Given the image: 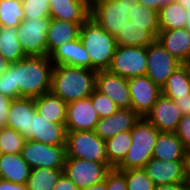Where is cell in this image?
I'll use <instances>...</instances> for the list:
<instances>
[{
	"instance_id": "obj_1",
	"label": "cell",
	"mask_w": 190,
	"mask_h": 190,
	"mask_svg": "<svg viewBox=\"0 0 190 190\" xmlns=\"http://www.w3.org/2000/svg\"><path fill=\"white\" fill-rule=\"evenodd\" d=\"M130 29L118 12L92 14L81 25L79 39L90 58L91 70L110 67L118 43Z\"/></svg>"
},
{
	"instance_id": "obj_2",
	"label": "cell",
	"mask_w": 190,
	"mask_h": 190,
	"mask_svg": "<svg viewBox=\"0 0 190 190\" xmlns=\"http://www.w3.org/2000/svg\"><path fill=\"white\" fill-rule=\"evenodd\" d=\"M53 68L49 56H27L13 63L14 99L50 92Z\"/></svg>"
},
{
	"instance_id": "obj_3",
	"label": "cell",
	"mask_w": 190,
	"mask_h": 190,
	"mask_svg": "<svg viewBox=\"0 0 190 190\" xmlns=\"http://www.w3.org/2000/svg\"><path fill=\"white\" fill-rule=\"evenodd\" d=\"M107 70L126 79L146 75L147 30L131 28L118 43Z\"/></svg>"
},
{
	"instance_id": "obj_4",
	"label": "cell",
	"mask_w": 190,
	"mask_h": 190,
	"mask_svg": "<svg viewBox=\"0 0 190 190\" xmlns=\"http://www.w3.org/2000/svg\"><path fill=\"white\" fill-rule=\"evenodd\" d=\"M95 70L54 65L51 80V92L67 104L88 98L96 84Z\"/></svg>"
},
{
	"instance_id": "obj_5",
	"label": "cell",
	"mask_w": 190,
	"mask_h": 190,
	"mask_svg": "<svg viewBox=\"0 0 190 190\" xmlns=\"http://www.w3.org/2000/svg\"><path fill=\"white\" fill-rule=\"evenodd\" d=\"M159 132L151 122L145 117H141L131 130L132 143L130 149L116 168L121 171L144 168L153 158Z\"/></svg>"
},
{
	"instance_id": "obj_6",
	"label": "cell",
	"mask_w": 190,
	"mask_h": 190,
	"mask_svg": "<svg viewBox=\"0 0 190 190\" xmlns=\"http://www.w3.org/2000/svg\"><path fill=\"white\" fill-rule=\"evenodd\" d=\"M66 158L108 163L106 142L94 131H67Z\"/></svg>"
},
{
	"instance_id": "obj_7",
	"label": "cell",
	"mask_w": 190,
	"mask_h": 190,
	"mask_svg": "<svg viewBox=\"0 0 190 190\" xmlns=\"http://www.w3.org/2000/svg\"><path fill=\"white\" fill-rule=\"evenodd\" d=\"M182 65L147 31V71L146 75L161 88L173 72Z\"/></svg>"
},
{
	"instance_id": "obj_8",
	"label": "cell",
	"mask_w": 190,
	"mask_h": 190,
	"mask_svg": "<svg viewBox=\"0 0 190 190\" xmlns=\"http://www.w3.org/2000/svg\"><path fill=\"white\" fill-rule=\"evenodd\" d=\"M50 18H31L17 27L18 40L26 56H48L47 33Z\"/></svg>"
},
{
	"instance_id": "obj_9",
	"label": "cell",
	"mask_w": 190,
	"mask_h": 190,
	"mask_svg": "<svg viewBox=\"0 0 190 190\" xmlns=\"http://www.w3.org/2000/svg\"><path fill=\"white\" fill-rule=\"evenodd\" d=\"M20 154L31 169H64L67 157L65 146H51L30 139L26 140Z\"/></svg>"
},
{
	"instance_id": "obj_10",
	"label": "cell",
	"mask_w": 190,
	"mask_h": 190,
	"mask_svg": "<svg viewBox=\"0 0 190 190\" xmlns=\"http://www.w3.org/2000/svg\"><path fill=\"white\" fill-rule=\"evenodd\" d=\"M112 167L108 163L88 161L79 158H66L63 173L79 190L105 180Z\"/></svg>"
},
{
	"instance_id": "obj_11",
	"label": "cell",
	"mask_w": 190,
	"mask_h": 190,
	"mask_svg": "<svg viewBox=\"0 0 190 190\" xmlns=\"http://www.w3.org/2000/svg\"><path fill=\"white\" fill-rule=\"evenodd\" d=\"M174 0H120L119 15L131 28H145L160 8Z\"/></svg>"
},
{
	"instance_id": "obj_12",
	"label": "cell",
	"mask_w": 190,
	"mask_h": 190,
	"mask_svg": "<svg viewBox=\"0 0 190 190\" xmlns=\"http://www.w3.org/2000/svg\"><path fill=\"white\" fill-rule=\"evenodd\" d=\"M131 96V109L140 117H146L162 95V88L155 84L147 75L128 79Z\"/></svg>"
},
{
	"instance_id": "obj_13",
	"label": "cell",
	"mask_w": 190,
	"mask_h": 190,
	"mask_svg": "<svg viewBox=\"0 0 190 190\" xmlns=\"http://www.w3.org/2000/svg\"><path fill=\"white\" fill-rule=\"evenodd\" d=\"M95 88L102 94L107 95L119 109H131L132 102L128 79L108 70H99L96 73Z\"/></svg>"
},
{
	"instance_id": "obj_14",
	"label": "cell",
	"mask_w": 190,
	"mask_h": 190,
	"mask_svg": "<svg viewBox=\"0 0 190 190\" xmlns=\"http://www.w3.org/2000/svg\"><path fill=\"white\" fill-rule=\"evenodd\" d=\"M99 120L90 97L67 104L66 131H94Z\"/></svg>"
},
{
	"instance_id": "obj_15",
	"label": "cell",
	"mask_w": 190,
	"mask_h": 190,
	"mask_svg": "<svg viewBox=\"0 0 190 190\" xmlns=\"http://www.w3.org/2000/svg\"><path fill=\"white\" fill-rule=\"evenodd\" d=\"M143 169L155 186L189 182L185 161H163L152 158Z\"/></svg>"
},
{
	"instance_id": "obj_16",
	"label": "cell",
	"mask_w": 190,
	"mask_h": 190,
	"mask_svg": "<svg viewBox=\"0 0 190 190\" xmlns=\"http://www.w3.org/2000/svg\"><path fill=\"white\" fill-rule=\"evenodd\" d=\"M145 118L160 132H175L182 114L174 100L162 94Z\"/></svg>"
},
{
	"instance_id": "obj_17",
	"label": "cell",
	"mask_w": 190,
	"mask_h": 190,
	"mask_svg": "<svg viewBox=\"0 0 190 190\" xmlns=\"http://www.w3.org/2000/svg\"><path fill=\"white\" fill-rule=\"evenodd\" d=\"M36 115L34 98L13 99L7 119V128L16 130L26 140L31 138L32 116Z\"/></svg>"
},
{
	"instance_id": "obj_18",
	"label": "cell",
	"mask_w": 190,
	"mask_h": 190,
	"mask_svg": "<svg viewBox=\"0 0 190 190\" xmlns=\"http://www.w3.org/2000/svg\"><path fill=\"white\" fill-rule=\"evenodd\" d=\"M141 117L133 109H119L113 115L100 118L94 132L106 141L113 136L132 130Z\"/></svg>"
},
{
	"instance_id": "obj_19",
	"label": "cell",
	"mask_w": 190,
	"mask_h": 190,
	"mask_svg": "<svg viewBox=\"0 0 190 190\" xmlns=\"http://www.w3.org/2000/svg\"><path fill=\"white\" fill-rule=\"evenodd\" d=\"M178 61L184 63L190 58V31L186 28L174 30H147Z\"/></svg>"
},
{
	"instance_id": "obj_20",
	"label": "cell",
	"mask_w": 190,
	"mask_h": 190,
	"mask_svg": "<svg viewBox=\"0 0 190 190\" xmlns=\"http://www.w3.org/2000/svg\"><path fill=\"white\" fill-rule=\"evenodd\" d=\"M65 123H52L37 113L32 116L30 140L41 142L51 146L66 145Z\"/></svg>"
},
{
	"instance_id": "obj_21",
	"label": "cell",
	"mask_w": 190,
	"mask_h": 190,
	"mask_svg": "<svg viewBox=\"0 0 190 190\" xmlns=\"http://www.w3.org/2000/svg\"><path fill=\"white\" fill-rule=\"evenodd\" d=\"M49 57L53 65H66L91 70L90 58L79 38L59 46Z\"/></svg>"
},
{
	"instance_id": "obj_22",
	"label": "cell",
	"mask_w": 190,
	"mask_h": 190,
	"mask_svg": "<svg viewBox=\"0 0 190 190\" xmlns=\"http://www.w3.org/2000/svg\"><path fill=\"white\" fill-rule=\"evenodd\" d=\"M187 12L177 2L173 1L160 8L158 14L144 28L145 30H174L185 28Z\"/></svg>"
},
{
	"instance_id": "obj_23",
	"label": "cell",
	"mask_w": 190,
	"mask_h": 190,
	"mask_svg": "<svg viewBox=\"0 0 190 190\" xmlns=\"http://www.w3.org/2000/svg\"><path fill=\"white\" fill-rule=\"evenodd\" d=\"M83 23H71L59 19L50 18L47 33V49L50 56L59 46L71 42L80 37V29Z\"/></svg>"
},
{
	"instance_id": "obj_24",
	"label": "cell",
	"mask_w": 190,
	"mask_h": 190,
	"mask_svg": "<svg viewBox=\"0 0 190 190\" xmlns=\"http://www.w3.org/2000/svg\"><path fill=\"white\" fill-rule=\"evenodd\" d=\"M50 16L71 23H84L93 13L78 0H49Z\"/></svg>"
},
{
	"instance_id": "obj_25",
	"label": "cell",
	"mask_w": 190,
	"mask_h": 190,
	"mask_svg": "<svg viewBox=\"0 0 190 190\" xmlns=\"http://www.w3.org/2000/svg\"><path fill=\"white\" fill-rule=\"evenodd\" d=\"M186 150L175 132H159L153 158L163 161H185Z\"/></svg>"
},
{
	"instance_id": "obj_26",
	"label": "cell",
	"mask_w": 190,
	"mask_h": 190,
	"mask_svg": "<svg viewBox=\"0 0 190 190\" xmlns=\"http://www.w3.org/2000/svg\"><path fill=\"white\" fill-rule=\"evenodd\" d=\"M31 167L21 154H2L0 158V178L19 184H26Z\"/></svg>"
},
{
	"instance_id": "obj_27",
	"label": "cell",
	"mask_w": 190,
	"mask_h": 190,
	"mask_svg": "<svg viewBox=\"0 0 190 190\" xmlns=\"http://www.w3.org/2000/svg\"><path fill=\"white\" fill-rule=\"evenodd\" d=\"M38 114L52 123H66L67 103L51 91L34 98Z\"/></svg>"
},
{
	"instance_id": "obj_28",
	"label": "cell",
	"mask_w": 190,
	"mask_h": 190,
	"mask_svg": "<svg viewBox=\"0 0 190 190\" xmlns=\"http://www.w3.org/2000/svg\"><path fill=\"white\" fill-rule=\"evenodd\" d=\"M0 55L9 63H16L27 57L18 40L17 28L10 26L1 29Z\"/></svg>"
},
{
	"instance_id": "obj_29",
	"label": "cell",
	"mask_w": 190,
	"mask_h": 190,
	"mask_svg": "<svg viewBox=\"0 0 190 190\" xmlns=\"http://www.w3.org/2000/svg\"><path fill=\"white\" fill-rule=\"evenodd\" d=\"M105 142L108 164L112 168H116L123 161L130 149L132 143L131 130L121 132L120 134L107 139Z\"/></svg>"
},
{
	"instance_id": "obj_30",
	"label": "cell",
	"mask_w": 190,
	"mask_h": 190,
	"mask_svg": "<svg viewBox=\"0 0 190 190\" xmlns=\"http://www.w3.org/2000/svg\"><path fill=\"white\" fill-rule=\"evenodd\" d=\"M63 169L36 168L31 169L30 176L26 182L28 190H53Z\"/></svg>"
},
{
	"instance_id": "obj_31",
	"label": "cell",
	"mask_w": 190,
	"mask_h": 190,
	"mask_svg": "<svg viewBox=\"0 0 190 190\" xmlns=\"http://www.w3.org/2000/svg\"><path fill=\"white\" fill-rule=\"evenodd\" d=\"M162 94L172 100L188 97L190 80L183 65L178 67L162 87Z\"/></svg>"
},
{
	"instance_id": "obj_32",
	"label": "cell",
	"mask_w": 190,
	"mask_h": 190,
	"mask_svg": "<svg viewBox=\"0 0 190 190\" xmlns=\"http://www.w3.org/2000/svg\"><path fill=\"white\" fill-rule=\"evenodd\" d=\"M24 20L21 0H0V22L3 27L17 28Z\"/></svg>"
},
{
	"instance_id": "obj_33",
	"label": "cell",
	"mask_w": 190,
	"mask_h": 190,
	"mask_svg": "<svg viewBox=\"0 0 190 190\" xmlns=\"http://www.w3.org/2000/svg\"><path fill=\"white\" fill-rule=\"evenodd\" d=\"M26 139L16 130L2 127L0 130V150L2 154H20Z\"/></svg>"
},
{
	"instance_id": "obj_34",
	"label": "cell",
	"mask_w": 190,
	"mask_h": 190,
	"mask_svg": "<svg viewBox=\"0 0 190 190\" xmlns=\"http://www.w3.org/2000/svg\"><path fill=\"white\" fill-rule=\"evenodd\" d=\"M126 178L127 190H153L154 183L143 168L122 171Z\"/></svg>"
},
{
	"instance_id": "obj_35",
	"label": "cell",
	"mask_w": 190,
	"mask_h": 190,
	"mask_svg": "<svg viewBox=\"0 0 190 190\" xmlns=\"http://www.w3.org/2000/svg\"><path fill=\"white\" fill-rule=\"evenodd\" d=\"M89 97L100 118L111 116L119 110L117 105L107 95L102 94L96 88Z\"/></svg>"
},
{
	"instance_id": "obj_36",
	"label": "cell",
	"mask_w": 190,
	"mask_h": 190,
	"mask_svg": "<svg viewBox=\"0 0 190 190\" xmlns=\"http://www.w3.org/2000/svg\"><path fill=\"white\" fill-rule=\"evenodd\" d=\"M25 19L51 18L49 0H21Z\"/></svg>"
},
{
	"instance_id": "obj_37",
	"label": "cell",
	"mask_w": 190,
	"mask_h": 190,
	"mask_svg": "<svg viewBox=\"0 0 190 190\" xmlns=\"http://www.w3.org/2000/svg\"><path fill=\"white\" fill-rule=\"evenodd\" d=\"M93 14H112L119 11L120 0H78Z\"/></svg>"
},
{
	"instance_id": "obj_38",
	"label": "cell",
	"mask_w": 190,
	"mask_h": 190,
	"mask_svg": "<svg viewBox=\"0 0 190 190\" xmlns=\"http://www.w3.org/2000/svg\"><path fill=\"white\" fill-rule=\"evenodd\" d=\"M107 190H127V183L124 173L117 168H111L106 177Z\"/></svg>"
},
{
	"instance_id": "obj_39",
	"label": "cell",
	"mask_w": 190,
	"mask_h": 190,
	"mask_svg": "<svg viewBox=\"0 0 190 190\" xmlns=\"http://www.w3.org/2000/svg\"><path fill=\"white\" fill-rule=\"evenodd\" d=\"M0 93L14 99L13 63L0 75Z\"/></svg>"
},
{
	"instance_id": "obj_40",
	"label": "cell",
	"mask_w": 190,
	"mask_h": 190,
	"mask_svg": "<svg viewBox=\"0 0 190 190\" xmlns=\"http://www.w3.org/2000/svg\"><path fill=\"white\" fill-rule=\"evenodd\" d=\"M185 150L190 149V115H182L175 131Z\"/></svg>"
},
{
	"instance_id": "obj_41",
	"label": "cell",
	"mask_w": 190,
	"mask_h": 190,
	"mask_svg": "<svg viewBox=\"0 0 190 190\" xmlns=\"http://www.w3.org/2000/svg\"><path fill=\"white\" fill-rule=\"evenodd\" d=\"M13 99L0 93V126L7 127L8 111Z\"/></svg>"
},
{
	"instance_id": "obj_42",
	"label": "cell",
	"mask_w": 190,
	"mask_h": 190,
	"mask_svg": "<svg viewBox=\"0 0 190 190\" xmlns=\"http://www.w3.org/2000/svg\"><path fill=\"white\" fill-rule=\"evenodd\" d=\"M53 190H79V188L63 173Z\"/></svg>"
},
{
	"instance_id": "obj_43",
	"label": "cell",
	"mask_w": 190,
	"mask_h": 190,
	"mask_svg": "<svg viewBox=\"0 0 190 190\" xmlns=\"http://www.w3.org/2000/svg\"><path fill=\"white\" fill-rule=\"evenodd\" d=\"M174 102L182 115H190V94H188V97L175 98Z\"/></svg>"
},
{
	"instance_id": "obj_44",
	"label": "cell",
	"mask_w": 190,
	"mask_h": 190,
	"mask_svg": "<svg viewBox=\"0 0 190 190\" xmlns=\"http://www.w3.org/2000/svg\"><path fill=\"white\" fill-rule=\"evenodd\" d=\"M153 190H190V184L189 182L172 183L154 186Z\"/></svg>"
},
{
	"instance_id": "obj_45",
	"label": "cell",
	"mask_w": 190,
	"mask_h": 190,
	"mask_svg": "<svg viewBox=\"0 0 190 190\" xmlns=\"http://www.w3.org/2000/svg\"><path fill=\"white\" fill-rule=\"evenodd\" d=\"M0 190H28L26 184L14 183L0 178Z\"/></svg>"
},
{
	"instance_id": "obj_46",
	"label": "cell",
	"mask_w": 190,
	"mask_h": 190,
	"mask_svg": "<svg viewBox=\"0 0 190 190\" xmlns=\"http://www.w3.org/2000/svg\"><path fill=\"white\" fill-rule=\"evenodd\" d=\"M180 6H182L187 12V22L185 28L190 31V0H174Z\"/></svg>"
},
{
	"instance_id": "obj_47",
	"label": "cell",
	"mask_w": 190,
	"mask_h": 190,
	"mask_svg": "<svg viewBox=\"0 0 190 190\" xmlns=\"http://www.w3.org/2000/svg\"><path fill=\"white\" fill-rule=\"evenodd\" d=\"M84 190H107L106 180L95 183Z\"/></svg>"
},
{
	"instance_id": "obj_48",
	"label": "cell",
	"mask_w": 190,
	"mask_h": 190,
	"mask_svg": "<svg viewBox=\"0 0 190 190\" xmlns=\"http://www.w3.org/2000/svg\"><path fill=\"white\" fill-rule=\"evenodd\" d=\"M185 166H186L187 178L190 180V149L186 150Z\"/></svg>"
},
{
	"instance_id": "obj_49",
	"label": "cell",
	"mask_w": 190,
	"mask_h": 190,
	"mask_svg": "<svg viewBox=\"0 0 190 190\" xmlns=\"http://www.w3.org/2000/svg\"><path fill=\"white\" fill-rule=\"evenodd\" d=\"M11 63H9L6 59H4L0 55V75H2L10 66Z\"/></svg>"
},
{
	"instance_id": "obj_50",
	"label": "cell",
	"mask_w": 190,
	"mask_h": 190,
	"mask_svg": "<svg viewBox=\"0 0 190 190\" xmlns=\"http://www.w3.org/2000/svg\"><path fill=\"white\" fill-rule=\"evenodd\" d=\"M182 65L184 66V68L187 72L188 78L190 80V58L188 60H186L184 63H182Z\"/></svg>"
},
{
	"instance_id": "obj_51",
	"label": "cell",
	"mask_w": 190,
	"mask_h": 190,
	"mask_svg": "<svg viewBox=\"0 0 190 190\" xmlns=\"http://www.w3.org/2000/svg\"><path fill=\"white\" fill-rule=\"evenodd\" d=\"M2 28H3V25H2V23L0 22V31H1Z\"/></svg>"
}]
</instances>
